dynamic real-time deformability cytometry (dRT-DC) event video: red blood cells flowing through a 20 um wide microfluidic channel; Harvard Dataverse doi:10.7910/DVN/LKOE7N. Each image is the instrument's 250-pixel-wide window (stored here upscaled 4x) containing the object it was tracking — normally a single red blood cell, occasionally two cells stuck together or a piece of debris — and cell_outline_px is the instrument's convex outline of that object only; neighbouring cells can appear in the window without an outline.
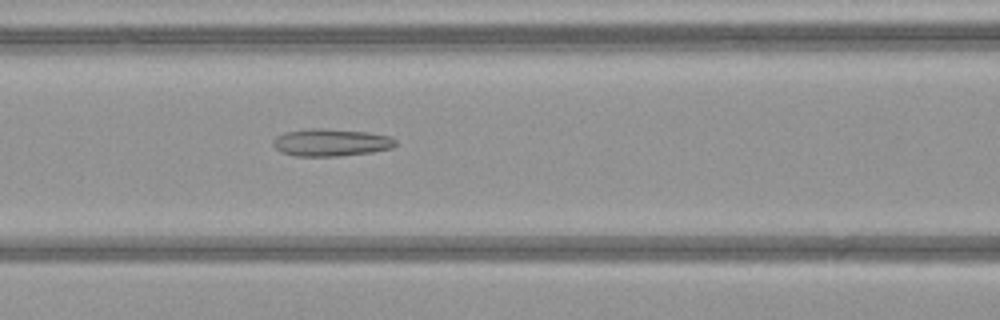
{"species": "common noctule bat (a hibernating species)", "species_latin": "Nyctalus noctula", "temperature_condition": "warm", "stored_images_in_passage": 35, "camera_frame_rate_fps": 3000, "um_per_image_px": 0.085, "animal": {"sex": "female", "body_mass_g": 21.9}, "frame": {"image": 1, "passage_image": 7, "time_ms": 2.0, "image_size_px": [1000, 320], "cell_outline_px": [[396, 144], [392, 148], [372, 152], [340, 156], [296, 156], [280, 152], [272, 144], [272, 140], [276, 136], [284, 132], [308, 128], [324, 128], [368, 132], [388, 136], [396, 140]], "centroid_in_image_um": [28.09, 12.11], "position_along_channel_um": 138.5, "area_um2": 19.71}}
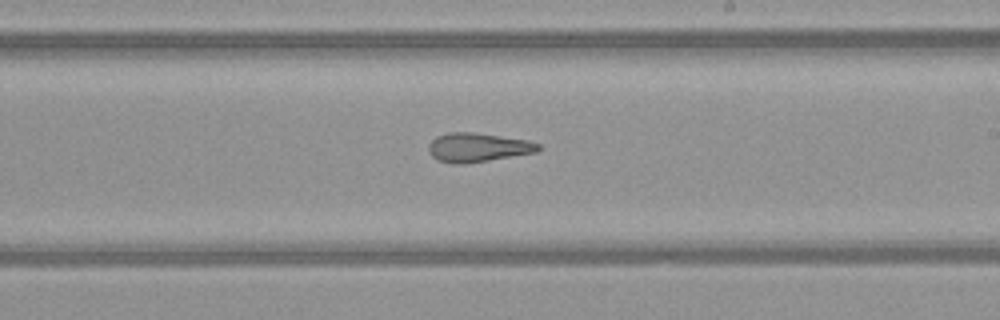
{"frame": {"image": 2, "passage_image": 15, "time_ms": 4.667, "image_size_px": [1000, 320], "cell_outline_px": [[540, 148], [536, 152], [464, 164], [452, 164], [436, 160], [428, 152], [428, 144], [436, 136], [448, 132], [472, 132], [528, 140], [540, 144]], "centroid_in_image_um": [40.55, 12.53], "position_along_channel_um": 248.4, "area_um2": 18.55}}
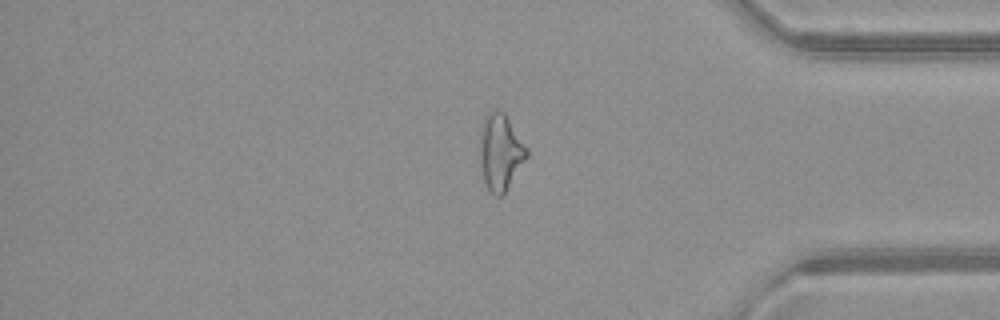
{"frame": {"image": 3, "passage_image": 27, "time_ms": 8.667, "image_size_px": [1000, 320], "cell_outline_px": [[528, 156], [504, 192], [500, 196], [496, 196], [488, 188], [484, 180], [480, 160], [480, 128], [484, 116], [488, 112], [496, 108], [500, 108], [504, 112], [528, 148]], "centroid_in_image_um": [42.53, 12.84], "position_along_channel_um": 392.7, "area_um2": 20.75}, "authors_computed_cell_mechanics": {"area_um2": 19.7098, "velocity_mm_per_s": 4.125, "shape_relaxation_time_tau1_ms": null, "shape_relaxation_time_tau2_ms": 3.1863, "deformation_change_tau1": null, "deformation_change_tau2": 0.1475}}